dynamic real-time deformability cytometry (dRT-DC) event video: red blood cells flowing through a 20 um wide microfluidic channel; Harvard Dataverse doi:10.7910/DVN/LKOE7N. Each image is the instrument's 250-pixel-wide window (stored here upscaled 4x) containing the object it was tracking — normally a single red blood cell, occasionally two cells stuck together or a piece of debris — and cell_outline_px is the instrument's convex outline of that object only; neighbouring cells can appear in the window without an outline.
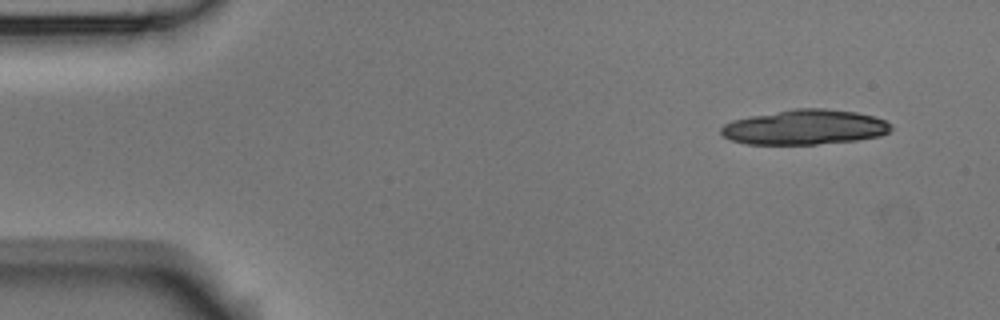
{"species": "Egyptian fruit bat (a non-hibernating species)", "species_latin": "Rousettus aegyptiacus", "temperature_condition": "room temperature", "stored_images_in_passage": 6, "camera_frame_rate_fps": 3000, "um_per_image_px": 0.085, "animal": {"sex": "male"}, "frame": {"image": 1, "passage_image": 1, "time_ms": 0.0, "image_size_px": [1000, 320], "cell_outline_px": [[892, 128], [888, 132], [880, 136], [856, 140], [816, 144], [748, 144], [732, 140], [724, 136], [720, 132], [720, 128], [724, 124], [732, 120], [792, 108], [824, 108], [856, 112], [872, 116], [884, 120], [892, 124]], "centroid_in_image_um": [68.41, 10.8], "position_along_channel_um": 16.6, "area_um2": 34.51}}